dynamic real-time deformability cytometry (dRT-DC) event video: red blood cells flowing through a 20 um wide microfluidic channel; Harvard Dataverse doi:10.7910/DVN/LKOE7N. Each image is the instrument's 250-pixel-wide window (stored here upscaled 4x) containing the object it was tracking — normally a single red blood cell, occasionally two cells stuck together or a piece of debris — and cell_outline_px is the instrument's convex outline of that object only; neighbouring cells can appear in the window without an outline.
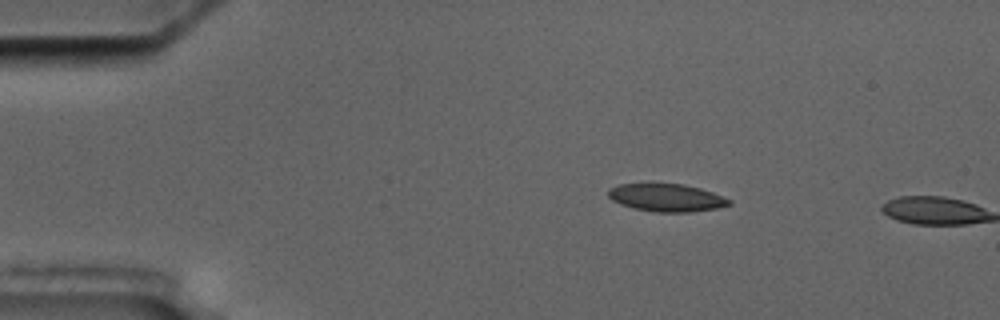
{"species": "common noctule bat (a hibernating species)", "species_latin": "Nyctalus noctula", "temperature_condition": "cold", "stored_images_in_passage": 2, "camera_frame_rate_fps": 3000, "um_per_image_px": 0.085, "animal": {"sex": "male", "body_mass_g": 17.5, "forearm_length_mm": 52.3}, "frame": {"image": 1, "passage_image": 1, "time_ms": 0.0, "image_size_px": [1000, 320], "cell_outline_px": [[732, 204], [716, 208], [692, 212], [656, 212], [636, 208], [620, 204], [612, 200], [608, 196], [608, 188], [620, 184], [684, 184], [700, 188], [712, 192], [732, 200]], "centroid_in_image_um": [56.67, 16.8], "position_along_channel_um": 28.3, "area_um2": 19.42}}